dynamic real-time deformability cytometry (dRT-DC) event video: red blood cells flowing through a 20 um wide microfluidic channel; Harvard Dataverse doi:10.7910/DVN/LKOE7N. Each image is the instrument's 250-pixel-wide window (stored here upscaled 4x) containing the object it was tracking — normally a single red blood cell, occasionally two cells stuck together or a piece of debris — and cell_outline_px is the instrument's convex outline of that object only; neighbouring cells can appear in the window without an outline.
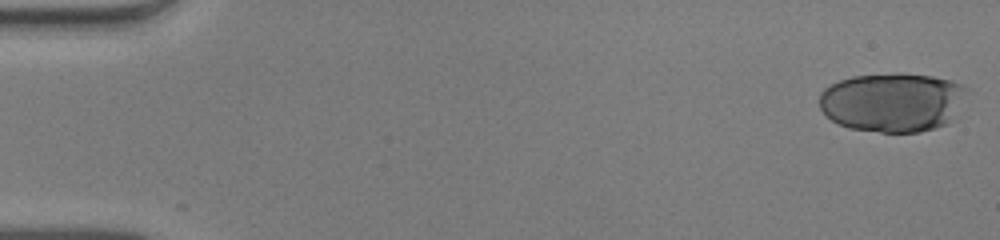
{"species": "human", "species_latin": "Homo sapiens", "temperature_condition": "warm", "stored_images_in_passage": 24, "camera_frame_rate_fps": 3000, "um_per_image_px": 0.085, "donor": {"sex": "male"}, "frame": {"image": 1, "passage_image": 1, "time_ms": 0.0, "image_size_px": [1000, 240], "cell_outline_px": [[968, 88], [956, 120], [948, 124], [936, 128], [920, 132], [880, 132], [848, 128], [832, 120], [820, 108], [820, 92], [824, 88], [840, 80], [852, 76], [900, 72], [932, 76], [952, 80], [964, 84]], "centroid_in_image_um": [75.94, 8.68], "position_along_channel_um": 9.1, "area_um2": 51.73}}
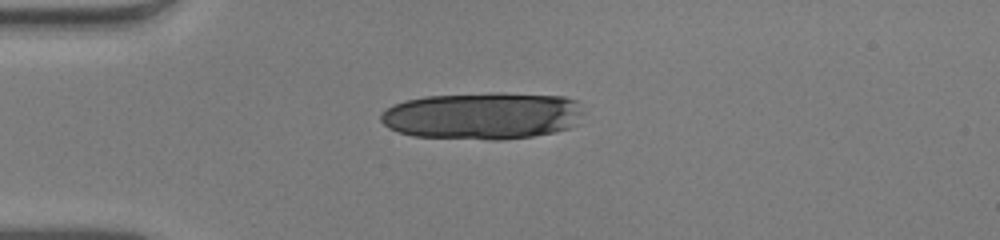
{"frame": {"image": 2, "passage_image": 14, "time_ms": 4.333, "image_size_px": [1000, 240], "cell_outline_px": [[584, 112], [576, 124], [568, 128], [556, 132], [532, 136], [500, 140], [488, 140], [412, 136], [388, 128], [380, 120], [380, 112], [392, 104], [404, 100], [424, 96], [492, 92], [500, 92], [564, 96], [576, 100]], "centroid_in_image_um": [41.01, 9.83], "position_along_channel_um": 44.0, "area_um2": 56.53}}